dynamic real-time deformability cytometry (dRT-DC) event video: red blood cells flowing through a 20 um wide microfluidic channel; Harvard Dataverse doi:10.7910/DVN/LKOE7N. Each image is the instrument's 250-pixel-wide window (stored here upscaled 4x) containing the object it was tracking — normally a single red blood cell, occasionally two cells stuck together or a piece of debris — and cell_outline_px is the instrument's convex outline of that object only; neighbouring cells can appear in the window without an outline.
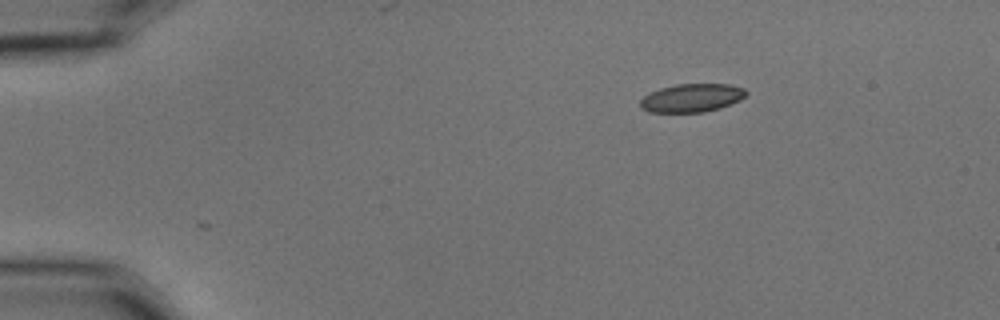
{"species": "common noctule bat (a hibernating species)", "species_latin": "Nyctalus noctula", "temperature_condition": "cold", "stored_images_in_passage": 49, "camera_frame_rate_fps": 3000, "um_per_image_px": 0.085, "animal": {"sex": "male", "body_mass_g": 15.6}, "frame": {"image": 1, "passage_image": 1, "time_ms": 0.0, "image_size_px": [1000, 320], "cell_outline_px": [[748, 92], [740, 100], [720, 108], [704, 112], [648, 112], [640, 108], [640, 100], [644, 96], [660, 88], [676, 84], [728, 84], [744, 88]], "centroid_in_image_um": [58.79, 8.32], "position_along_channel_um": 26.2, "area_um2": 17.46}}
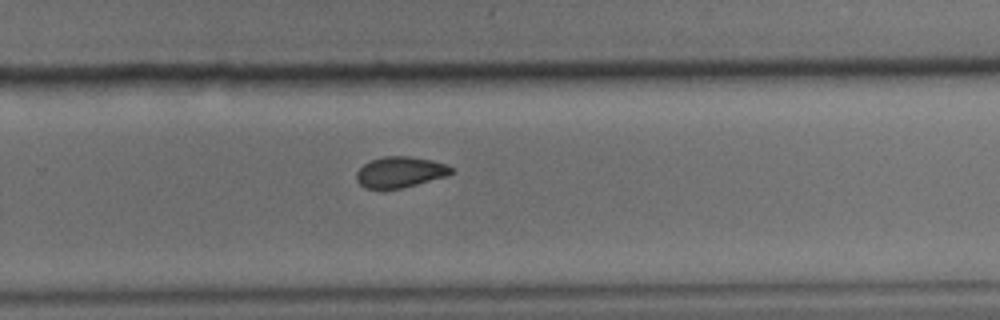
{"frame": {"image": 2, "passage_image": 30, "time_ms": 9.667, "image_size_px": [1000, 320], "cell_outline_px": [[456, 172], [448, 176], [400, 188], [364, 188], [356, 180], [356, 172], [364, 164], [372, 160], [384, 156], [408, 156], [432, 160], [444, 164], [452, 168]], "centroid_in_image_um": [34.02, 14.62], "position_along_channel_um": 295.8, "area_um2": 16.94}}
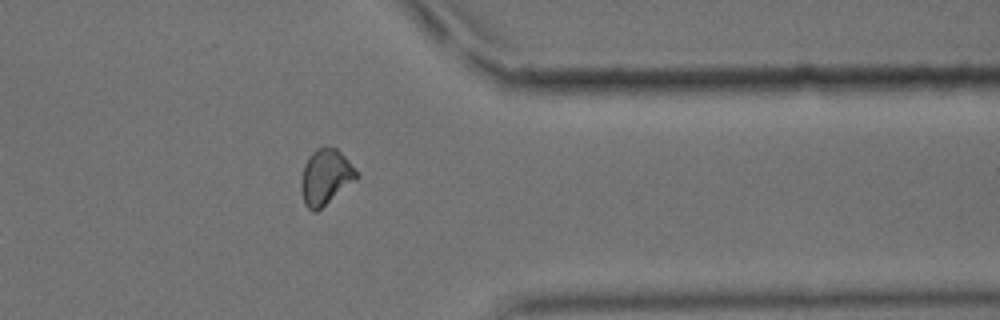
{"frame": {"image": 3, "passage_image": 38, "time_ms": 12.333, "image_size_px": [1000, 320], "cell_outline_px": [[360, 176], [356, 180], [316, 212], [312, 212], [304, 204], [300, 188], [300, 180], [304, 164], [308, 156], [316, 148], [328, 144], [336, 148], [344, 156]], "centroid_in_image_um": [27.64, 15.03], "position_along_channel_um": 383.8, "area_um2": 18.15}, "authors_computed_cell_mechanics": {"area_um2": 17.8602, "velocity_mm_per_s": 3.5585, "shape_relaxation_time_tau1_ms": 8.345, "shape_relaxation_time_tau2_ms": 2.9595, "deformation_change_tau1": 0.1366, "deformation_change_tau2": 0.0626}}